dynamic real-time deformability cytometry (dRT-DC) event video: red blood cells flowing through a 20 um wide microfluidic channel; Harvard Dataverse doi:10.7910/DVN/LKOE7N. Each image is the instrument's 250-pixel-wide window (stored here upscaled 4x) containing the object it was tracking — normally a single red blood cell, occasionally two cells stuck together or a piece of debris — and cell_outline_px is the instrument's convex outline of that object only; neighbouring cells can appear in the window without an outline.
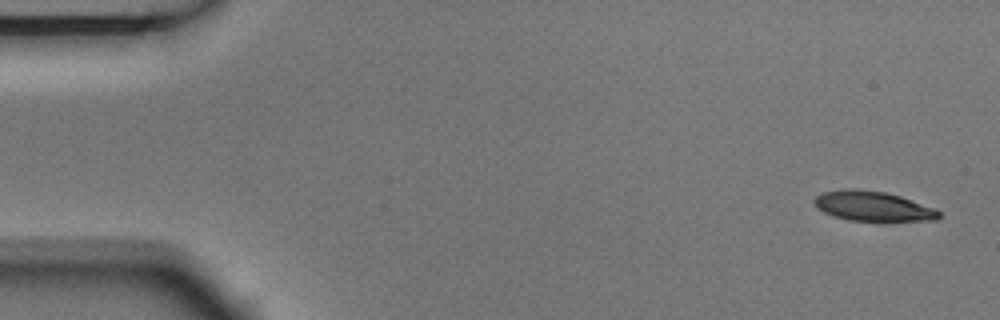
{"species": "Egyptian fruit bat (a non-hibernating species)", "species_latin": "Rousettus aegyptiacus", "temperature_condition": "room temperature", "stored_images_in_passage": 6, "camera_frame_rate_fps": 3000, "um_per_image_px": 0.085, "animal": {"sex": "male"}, "frame": {"image": 1, "passage_image": 1, "time_ms": 0.0, "image_size_px": [1000, 320], "cell_outline_px": [[940, 216], [936, 220], [848, 220], [824, 212], [812, 200], [816, 196], [824, 192], [844, 188], [856, 188], [888, 192], [900, 196], [932, 208], [940, 212]], "centroid_in_image_um": [74.16, 17.5], "position_along_channel_um": 10.8, "area_um2": 21.21}}
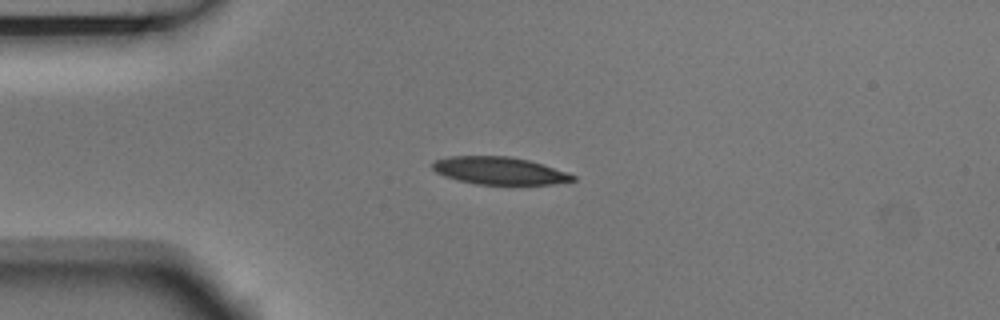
{"frame": {"image": 2, "passage_image": 4, "time_ms": 1.0, "image_size_px": [1000, 320], "cell_outline_px": [[576, 180], [552, 184], [476, 184], [456, 180], [444, 176], [436, 172], [432, 168], [432, 164], [436, 160], [448, 156], [508, 156], [528, 160], [576, 176]], "centroid_in_image_um": [42.38, 14.51], "position_along_channel_um": 42.6, "area_um2": 22.2}}
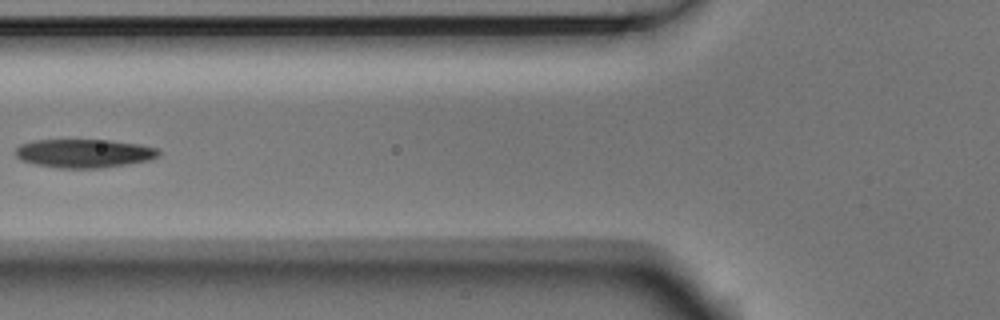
{"frame": {"image": 3, "passage_image": 6, "time_ms": 1.667, "image_size_px": [1000, 320], "cell_outline_px": [[160, 152], [156, 156], [148, 160], [128, 164], [104, 168], [60, 168], [36, 164], [20, 160], [16, 156], [16, 148], [20, 144], [32, 140], [112, 140], [140, 144], [160, 148]], "centroid_in_image_um": [7.15, 13.03], "position_along_channel_um": 118.6, "area_um2": 23.99}}